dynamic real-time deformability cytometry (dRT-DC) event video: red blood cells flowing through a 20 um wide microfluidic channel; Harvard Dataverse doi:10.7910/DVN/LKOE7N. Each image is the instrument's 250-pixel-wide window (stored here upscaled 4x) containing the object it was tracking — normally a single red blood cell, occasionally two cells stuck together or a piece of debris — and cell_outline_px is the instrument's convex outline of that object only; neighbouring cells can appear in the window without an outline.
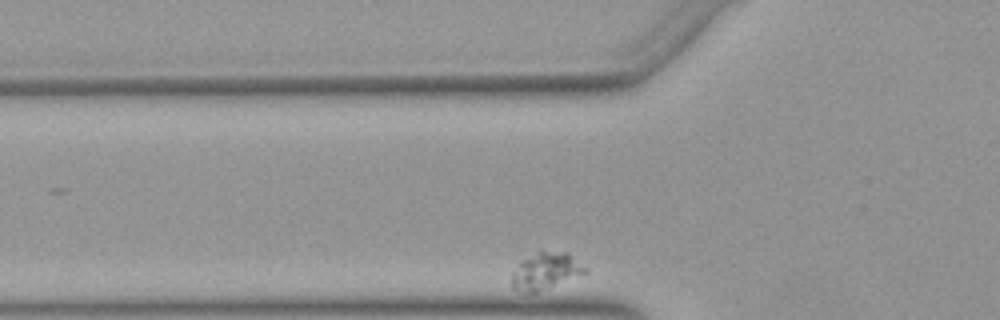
{"species": "Egyptian fruit bat (a non-hibernating species)", "species_latin": "Rousettus aegyptiacus", "temperature_condition": "warm", "stored_images_in_passage": 29, "camera_frame_rate_fps": 3000, "um_per_image_px": 0.085, "animal": {"sex": "female"}, "frame": {"image": 1, "passage_image": 2, "time_ms": 0.333, "image_size_px": [1000, 320], "cell_outline_px": [[588, 272], [536, 292], [524, 292], [512, 288], [512, 272], [520, 260], [540, 248], [568, 252], [588, 268]], "centroid_in_image_um": [46.37, 22.96], "position_along_channel_um": 79.4, "area_um2": 16.18}}
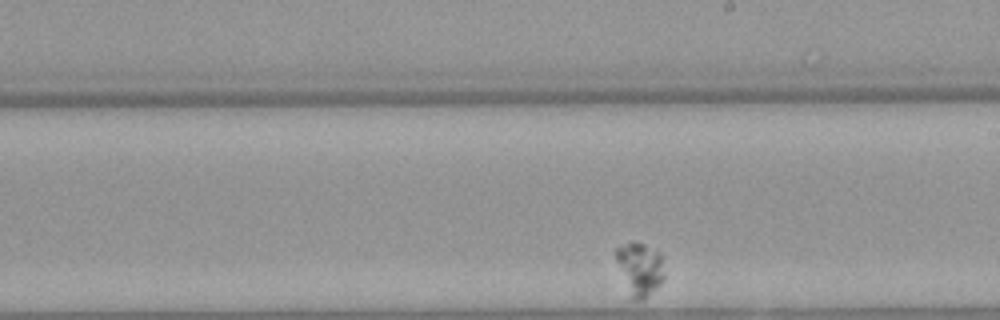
{"frame": {"image": 2, "passage_image": 18, "time_ms": 5.667, "image_size_px": [1000, 320], "cell_outline_px": [[664, 280], [660, 284], [640, 300], [632, 300], [616, 260], [616, 248], [628, 244], [644, 244], [660, 252], [664, 256]], "centroid_in_image_um": [54.44, 22.84], "position_along_channel_um": 234.6, "area_um2": 14.51}}
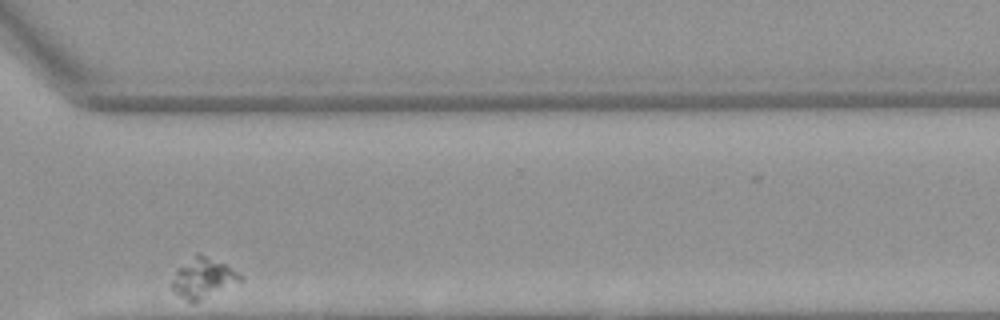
{"frame": {"image": 3, "passage_image": 29, "time_ms": 9.333, "image_size_px": [1000, 320], "cell_outline_px": [[244, 280], [196, 300], [188, 300], [180, 296], [172, 288], [172, 280], [176, 272], [180, 268], [196, 256], [204, 256], [224, 264], [244, 276]], "centroid_in_image_um": [17.3, 23.64], "position_along_channel_um": 353.3, "area_um2": 14.57}}